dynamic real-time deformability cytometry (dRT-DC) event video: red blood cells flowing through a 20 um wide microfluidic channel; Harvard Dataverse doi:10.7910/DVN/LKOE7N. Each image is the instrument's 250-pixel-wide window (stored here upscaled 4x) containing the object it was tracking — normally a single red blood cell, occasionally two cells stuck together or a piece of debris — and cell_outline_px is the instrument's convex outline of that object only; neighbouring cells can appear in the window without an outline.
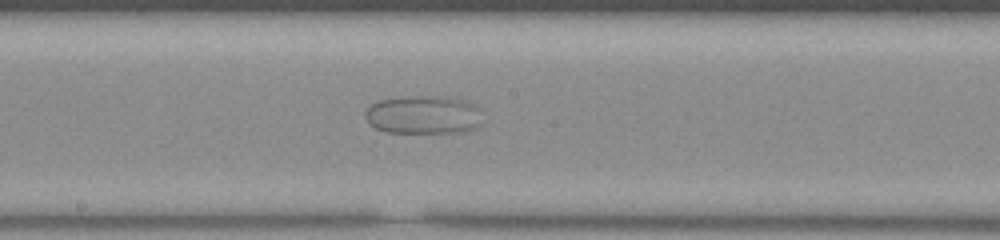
{"species": "common noctule bat (a hibernating species)", "species_latin": "Nyctalus noctula", "temperature_condition": "room temperature", "stored_images_in_passage": 51, "camera_frame_rate_fps": 3000, "um_per_image_px": 0.085, "animal": {"sex": "male", "body_mass_g": 20.0, "forearm_length_mm": 53.3}, "frame": {"image": 1, "passage_image": 29, "time_ms": 9.333, "image_size_px": [1000, 240], "cell_outline_px": [[480, 124], [476, 128], [464, 132], [388, 132], [376, 128], [368, 124], [364, 116], [364, 112], [372, 104], [380, 100], [412, 96], [440, 96], [468, 100], [476, 104]], "centroid_in_image_um": [35.98, 9.75], "position_along_channel_um": 212.2, "area_um2": 26.18}}
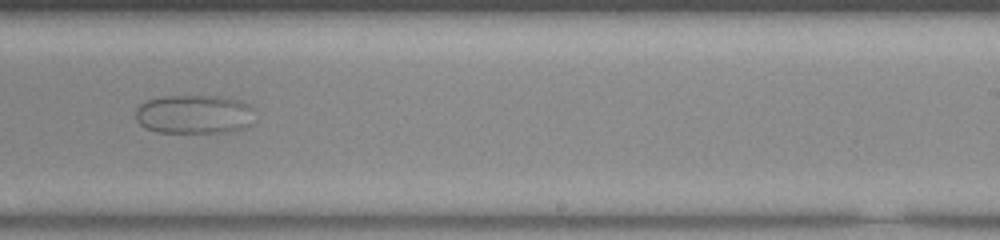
{"frame": {"image": 2, "passage_image": 34, "time_ms": 11.0, "image_size_px": [1000, 240], "cell_outline_px": [[252, 124], [236, 132], [156, 132], [144, 128], [136, 120], [136, 108], [140, 104], [148, 100], [164, 96], [228, 96], [252, 104]], "centroid_in_image_um": [16.54, 9.71], "position_along_channel_um": 272.5, "area_um2": 27.51}}